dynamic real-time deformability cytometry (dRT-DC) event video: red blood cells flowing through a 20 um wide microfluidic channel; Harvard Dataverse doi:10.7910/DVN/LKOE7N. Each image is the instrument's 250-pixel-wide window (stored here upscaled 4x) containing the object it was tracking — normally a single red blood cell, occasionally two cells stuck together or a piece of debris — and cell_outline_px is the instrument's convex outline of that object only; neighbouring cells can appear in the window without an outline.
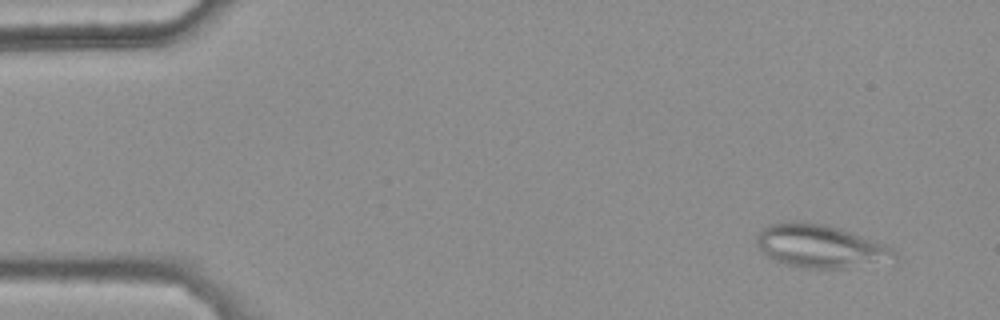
{"species": "common noctule bat (a hibernating species)", "species_latin": "Nyctalus noctula", "temperature_condition": "warm", "stored_images_in_passage": 45, "camera_frame_rate_fps": 3000, "um_per_image_px": 0.085, "animal": {"sex": "female", "body_mass_g": 25.1}, "frame": {"image": 1, "passage_image": 4, "time_ms": 1.0, "image_size_px": [1000, 320], "cell_outline_px": [[896, 260], [844, 268], [808, 268], [788, 264], [776, 260], [768, 256], [756, 244], [756, 236], [768, 224], [784, 220], [804, 220], [828, 224], [840, 228], [884, 244], [892, 248], [896, 252]], "centroid_in_image_um": [69.71, 20.88], "position_along_channel_um": 15.3, "area_um2": 34.68}}
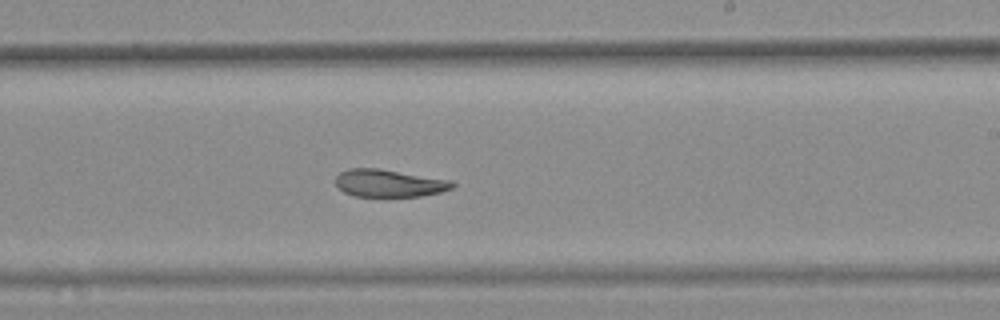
{"frame": {"image": 2, "passage_image": 32, "time_ms": 10.333, "image_size_px": [1000, 320], "cell_outline_px": [[456, 184], [452, 188], [440, 192], [420, 196], [356, 196], [344, 192], [336, 184], [336, 176], [340, 172], [348, 168], [380, 168], [452, 180]], "centroid_in_image_um": [33.09, 15.56], "position_along_channel_um": 255.9, "area_um2": 18.73}}
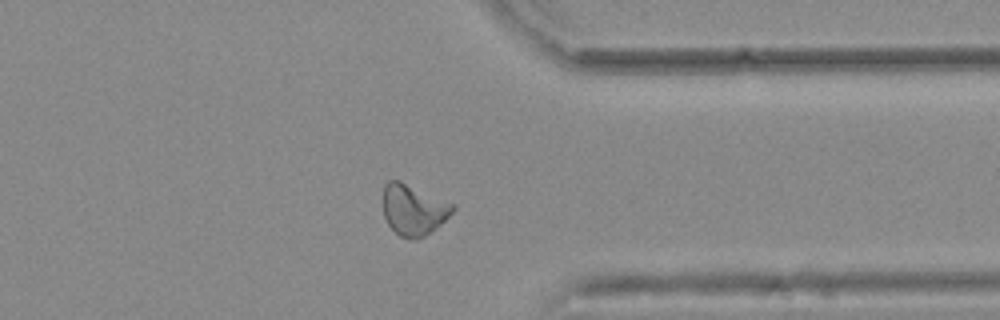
{"frame": {"image": 3, "passage_image": 42, "time_ms": 13.667, "image_size_px": [1000, 320], "cell_outline_px": [[456, 208], [440, 224], [424, 236], [412, 240], [408, 240], [400, 236], [388, 224], [384, 216], [384, 184], [388, 180], [400, 180], [456, 204]], "centroid_in_image_um": [35.15, 17.81], "position_along_channel_um": 376.2, "area_um2": 20.63}, "authors_computed_cell_mechanics": {"area_um2": 20.808, "velocity_mm_per_s": 3.7519, "shape_relaxation_time_tau1_ms": null, "shape_relaxation_time_tau2_ms": 5.6253, "deformation_change_tau1": null, "deformation_change_tau2": 0.1261}}